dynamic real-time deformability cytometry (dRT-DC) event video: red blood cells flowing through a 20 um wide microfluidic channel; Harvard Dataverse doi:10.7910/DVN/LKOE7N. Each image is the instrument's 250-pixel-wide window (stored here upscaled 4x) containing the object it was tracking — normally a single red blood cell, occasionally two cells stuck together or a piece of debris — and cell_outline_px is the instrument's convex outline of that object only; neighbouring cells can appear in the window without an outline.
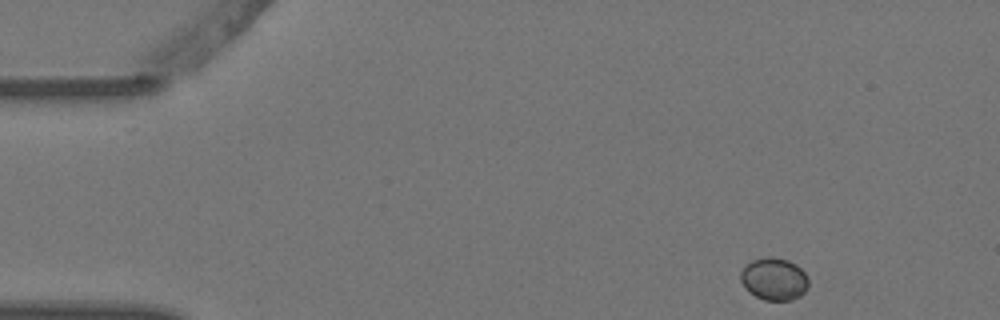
{"species": "Egyptian fruit bat (a non-hibernating species)", "species_latin": "Rousettus aegyptiacus", "temperature_condition": "warm", "stored_images_in_passage": 8, "camera_frame_rate_fps": 3000, "um_per_image_px": 0.085, "animal": {"sex": "female"}, "frame": {"image": 1, "passage_image": 1, "time_ms": 0.0, "image_size_px": [1000, 320], "cell_outline_px": [[808, 288], [800, 296], [792, 300], [764, 300], [748, 292], [744, 288], [740, 280], [740, 272], [752, 260], [768, 256], [788, 260], [796, 264], [804, 272], [808, 280]], "centroid_in_image_um": [65.79, 23.72], "position_along_channel_um": 19.2, "area_um2": 16.82}}
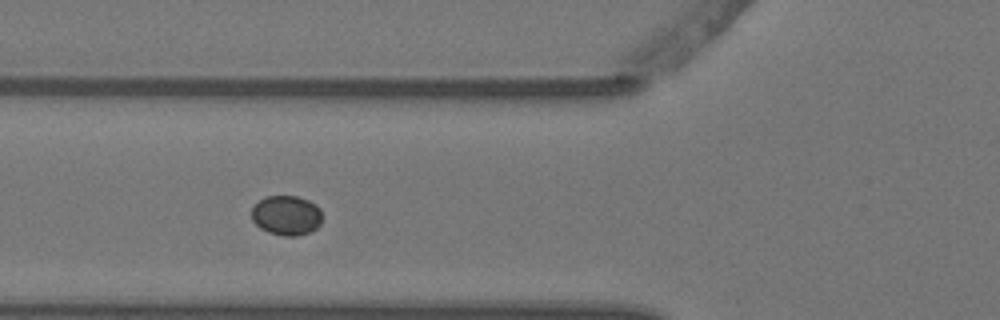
{"frame": {"image": 2, "passage_image": 5, "time_ms": 1.333, "image_size_px": [1000, 320], "cell_outline_px": [[320, 224], [312, 232], [296, 236], [284, 236], [268, 232], [260, 228], [252, 220], [252, 208], [264, 196], [296, 196], [308, 200], [316, 204], [320, 208]], "centroid_in_image_um": [24.35, 18.31], "position_along_channel_um": 101.5, "area_um2": 16.36}}
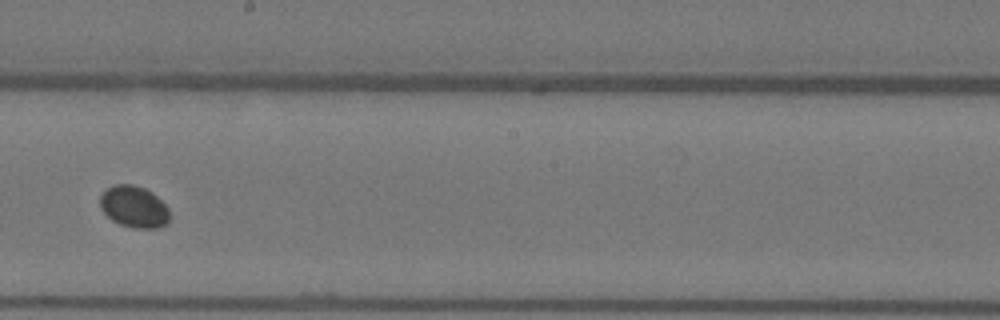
{"frame": {"image": 3, "passage_image": 8, "time_ms": 2.333, "image_size_px": [1000, 320], "cell_outline_px": [[168, 224], [156, 228], [132, 228], [120, 224], [112, 220], [100, 208], [100, 196], [108, 188], [116, 184], [132, 184], [144, 188], [152, 192], [168, 208]], "centroid_in_image_um": [11.38, 17.58], "position_along_channel_um": 236.8, "area_um2": 16.76}}